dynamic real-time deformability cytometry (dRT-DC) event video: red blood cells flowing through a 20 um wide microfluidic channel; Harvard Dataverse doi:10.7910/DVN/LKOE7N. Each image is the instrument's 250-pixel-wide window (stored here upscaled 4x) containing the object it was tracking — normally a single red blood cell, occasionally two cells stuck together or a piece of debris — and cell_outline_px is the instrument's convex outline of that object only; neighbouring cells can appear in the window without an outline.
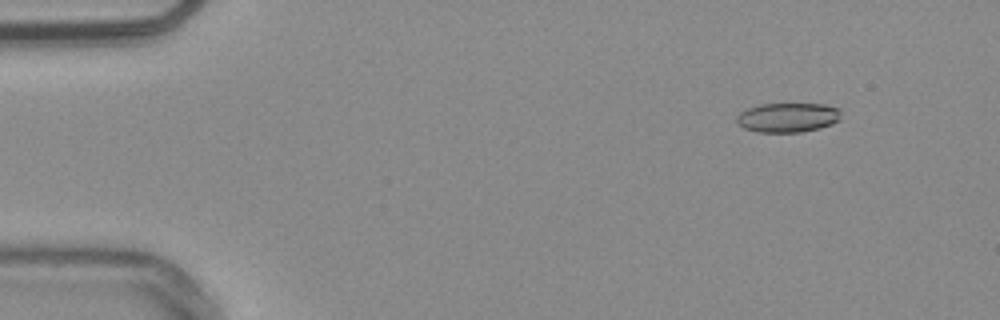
{"species": "common noctule bat (a hibernating species)", "species_latin": "Nyctalus noctula", "temperature_condition": "warm", "stored_images_in_passage": 50, "camera_frame_rate_fps": 3000, "um_per_image_px": 0.085, "animal": {"sex": "male", "body_mass_g": 20.4}, "frame": {"image": 1, "passage_image": 2, "time_ms": 0.333, "image_size_px": [1000, 320], "cell_outline_px": [[840, 120], [832, 124], [820, 128], [800, 132], [756, 132], [744, 128], [736, 124], [736, 116], [740, 112], [748, 108], [760, 104], [824, 104], [836, 108], [840, 112]], "centroid_in_image_um": [66.92, 9.99], "position_along_channel_um": 18.1, "area_um2": 17.98}}
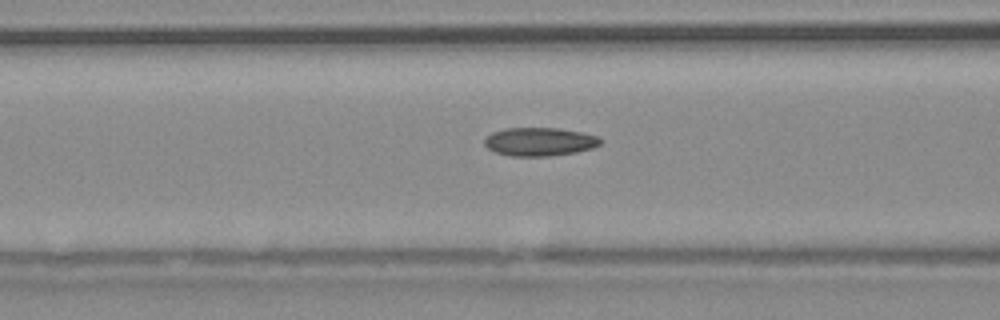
{"frame": {"image": 2, "passage_image": 18, "time_ms": 5.667, "image_size_px": [1000, 320], "cell_outline_px": [[604, 140], [600, 144], [592, 148], [576, 152], [548, 156], [512, 156], [496, 152], [488, 148], [484, 144], [484, 140], [492, 132], [504, 128], [556, 128], [580, 132], [596, 136]], "centroid_in_image_um": [45.86, 12.04], "position_along_channel_um": 120.7, "area_um2": 19.07}}
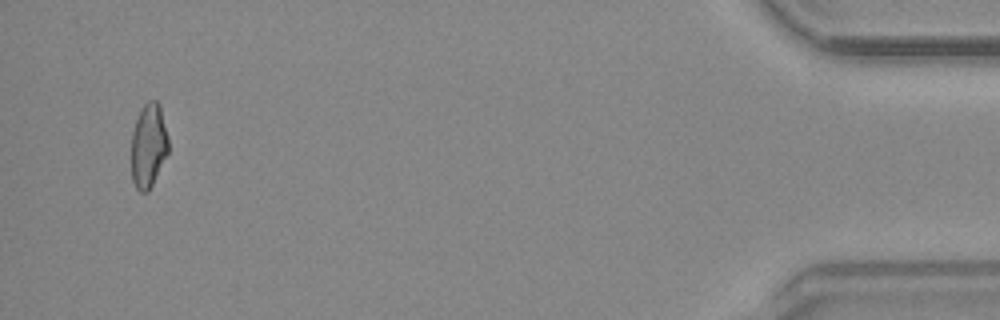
{"frame": {"image": 3, "passage_image": 48, "time_ms": 15.667, "image_size_px": [1000, 320], "cell_outline_px": [[168, 152], [148, 192], [140, 192], [136, 188], [132, 180], [132, 132], [140, 108], [148, 100], [156, 100], [160, 104], [168, 136]], "centroid_in_image_um": [12.62, 12.34], "position_along_channel_um": 422.6, "area_um2": 18.15}, "authors_computed_cell_mechanics": {"area_um2": 18.6983, "velocity_mm_per_s": 3.8224, "shape_relaxation_time_tau1_ms": null, "shape_relaxation_time_tau2_ms": 1.6121, "deformation_change_tau1": null, "deformation_change_tau2": 0.083}}